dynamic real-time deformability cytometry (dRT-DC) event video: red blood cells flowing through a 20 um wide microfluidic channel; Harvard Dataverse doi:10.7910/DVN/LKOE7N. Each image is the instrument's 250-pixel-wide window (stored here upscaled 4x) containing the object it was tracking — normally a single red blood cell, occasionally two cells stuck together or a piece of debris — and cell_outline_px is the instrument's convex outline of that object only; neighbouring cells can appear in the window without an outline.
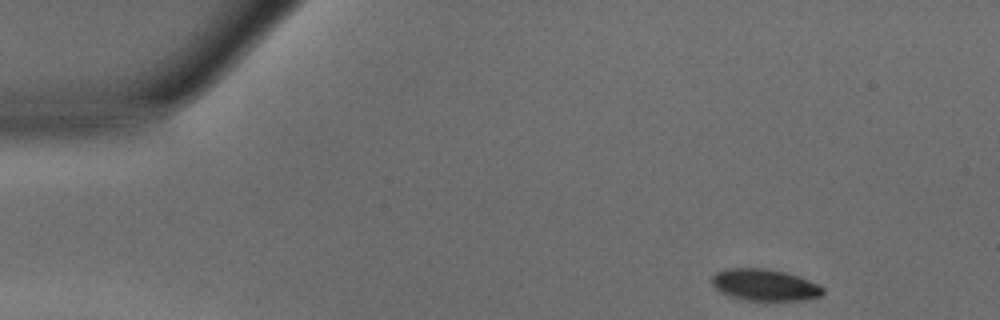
{"species": "common noctule bat (a hibernating species)", "species_latin": "Nyctalus noctula", "temperature_condition": "warm", "stored_images_in_passage": 33, "camera_frame_rate_fps": 3000, "um_per_image_px": 0.085, "animal": {"sex": "male", "body_mass_g": 15.6}, "frame": {"image": 1, "passage_image": 1, "time_ms": 0.0, "image_size_px": [1000, 320], "cell_outline_px": [[824, 292], [820, 296], [804, 300], [748, 300], [728, 296], [720, 292], [712, 284], [712, 276], [716, 272], [724, 268], [768, 268], [784, 272], [820, 284], [824, 288]], "centroid_in_image_um": [64.98, 24.21], "position_along_channel_um": 20.0, "area_um2": 20.52}}
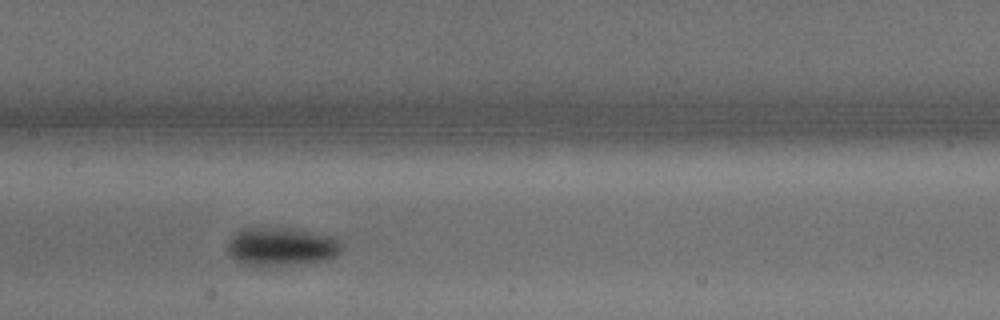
{"frame": {"image": 2, "passage_image": 19, "time_ms": 6.0, "image_size_px": [1000, 320], "cell_outline_px": [[344, 248], [336, 256], [328, 260], [256, 268], [252, 268], [240, 264], [228, 252], [228, 240], [236, 232], [244, 228], [292, 228], [336, 236]], "centroid_in_image_um": [23.92, 20.98], "position_along_channel_um": 183.5, "area_um2": 26.24}}
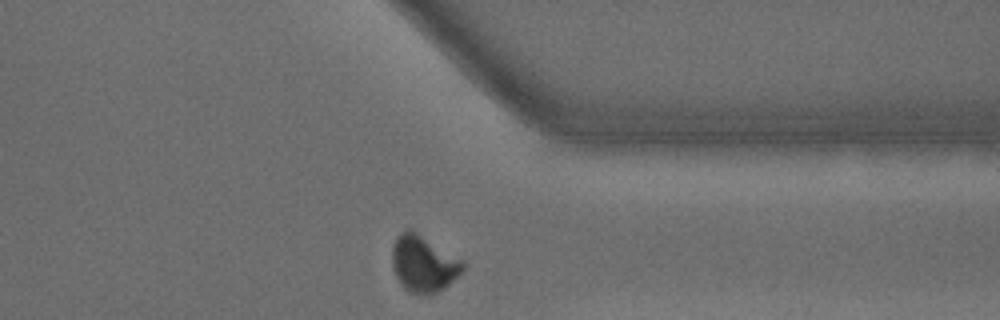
{"frame": {"image": 3, "passage_image": 33, "time_ms": 10.667, "image_size_px": [1000, 320], "cell_outline_px": [[464, 268], [448, 284], [436, 292], [412, 292], [404, 288], [396, 276], [392, 268], [392, 248], [396, 236], [404, 228], [412, 228], [464, 260]], "centroid_in_image_um": [35.97, 22.32], "position_along_channel_um": 375.4, "area_um2": 23.18}, "authors_computed_cell_mechanics": {"area_um2": 24.565, "velocity_mm_per_s": 4.1923, "shape_relaxation_time_tau1_ms": 2.1984, "shape_relaxation_time_tau2_ms": null, "deformation_change_tau1": 0.1198, "deformation_change_tau2": null}}